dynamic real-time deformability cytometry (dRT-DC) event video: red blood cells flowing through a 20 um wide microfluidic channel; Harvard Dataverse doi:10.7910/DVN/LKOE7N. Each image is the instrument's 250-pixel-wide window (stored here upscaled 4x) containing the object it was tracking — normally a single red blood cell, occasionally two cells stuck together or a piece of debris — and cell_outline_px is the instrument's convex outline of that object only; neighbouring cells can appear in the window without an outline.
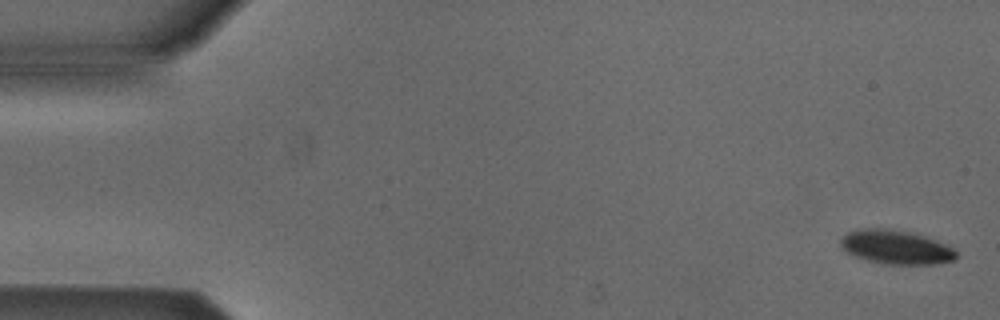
{"species": "Egyptian fruit bat (a non-hibernating species)", "species_latin": "Rousettus aegyptiacus", "temperature_condition": "cold", "stored_images_in_passage": 4, "camera_frame_rate_fps": 3000, "um_per_image_px": 0.085, "animal": {"sex": "male"}, "frame": {"image": 1, "passage_image": 1, "time_ms": 0.0, "image_size_px": [1000, 320], "cell_outline_px": [[956, 260], [940, 264], [884, 264], [868, 260], [856, 256], [840, 248], [840, 240], [848, 232], [856, 228], [884, 228], [924, 236], [948, 244], [956, 252]], "centroid_in_image_um": [76.16, 21.01], "position_along_channel_um": 8.8, "area_um2": 22.83}}
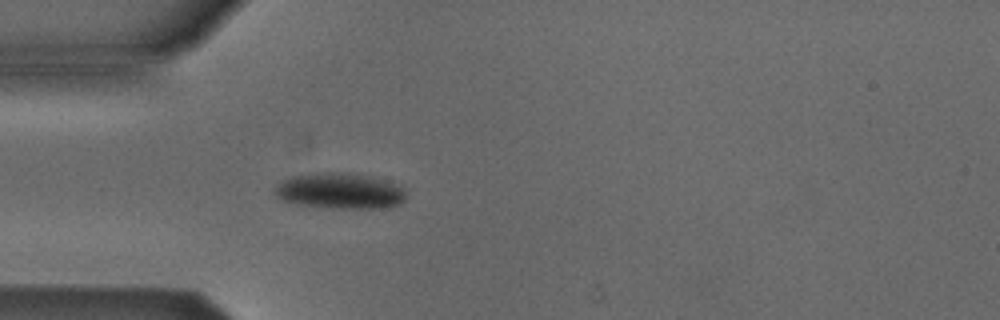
{"frame": {"image": 2, "passage_image": 4, "time_ms": 4.667, "image_size_px": [1000, 320], "cell_outline_px": [[404, 200], [400, 204], [384, 208], [328, 208], [296, 204], [284, 200], [276, 196], [276, 184], [280, 180], [292, 176], [324, 172], [344, 172], [372, 176], [400, 184], [404, 188]], "centroid_in_image_um": [28.91, 16.22], "position_along_channel_um": 56.1, "area_um2": 27.63}}